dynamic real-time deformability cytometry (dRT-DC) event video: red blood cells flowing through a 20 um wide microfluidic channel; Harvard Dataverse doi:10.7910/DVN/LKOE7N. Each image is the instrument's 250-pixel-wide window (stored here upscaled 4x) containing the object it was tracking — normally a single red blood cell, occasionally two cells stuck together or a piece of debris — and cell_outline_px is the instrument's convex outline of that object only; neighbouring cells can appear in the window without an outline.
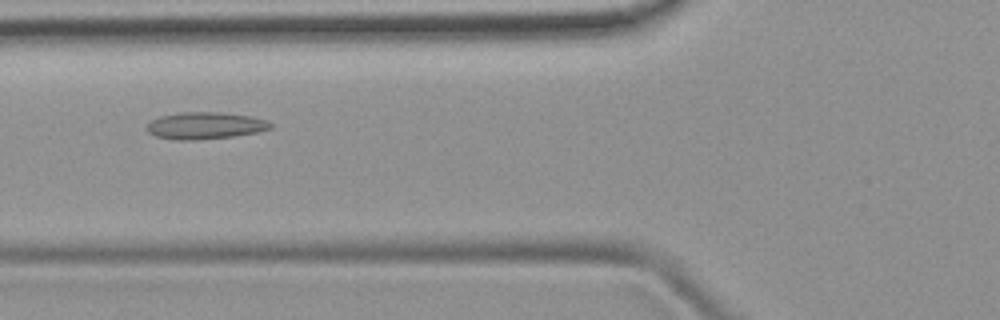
{"species": "common noctule bat (a hibernating species)", "species_latin": "Nyctalus noctula", "temperature_condition": "room temperature", "stored_images_in_passage": 6, "camera_frame_rate_fps": 3000, "um_per_image_px": 0.085, "animal": {"sex": "female", "body_mass_g": 19.9}, "frame": {"image": 1, "passage_image": 6, "time_ms": 5.667, "image_size_px": [1000, 320], "cell_outline_px": [[272, 128], [256, 132], [232, 136], [196, 140], [176, 140], [156, 136], [148, 132], [144, 128], [152, 120], [160, 116], [180, 112], [220, 112], [252, 116], [268, 120], [272, 124]], "centroid_in_image_um": [17.43, 10.67], "position_along_channel_um": 108.4, "area_um2": 19.48}}